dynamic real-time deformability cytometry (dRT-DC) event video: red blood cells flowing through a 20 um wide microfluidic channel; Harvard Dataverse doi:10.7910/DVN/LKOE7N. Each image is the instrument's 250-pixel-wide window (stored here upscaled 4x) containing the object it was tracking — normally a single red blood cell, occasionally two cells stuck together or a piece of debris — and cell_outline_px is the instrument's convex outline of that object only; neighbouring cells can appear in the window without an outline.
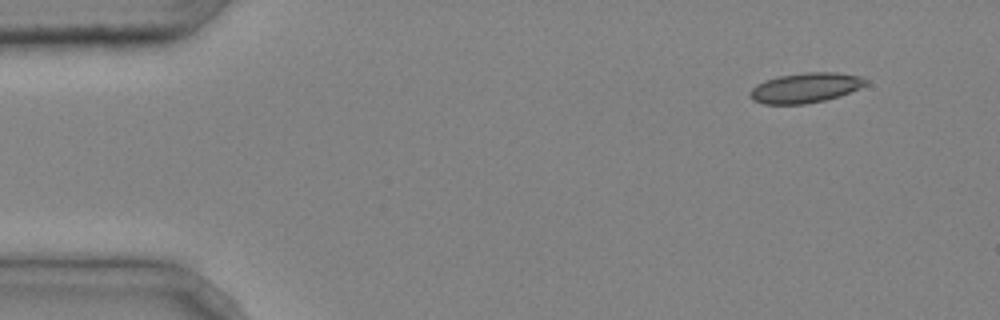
{"species": "common noctule bat (a hibernating species)", "species_latin": "Nyctalus noctula", "temperature_condition": "cold", "stored_images_in_passage": 4, "camera_frame_rate_fps": 3000, "um_per_image_px": 0.085, "animal": {"sex": "male", "body_mass_g": 20.4}, "frame": {"image": 1, "passage_image": 1, "time_ms": 0.0, "image_size_px": [1000, 320], "cell_outline_px": [[868, 84], [860, 88], [824, 100], [804, 104], [764, 104], [752, 100], [748, 96], [748, 92], [756, 84], [764, 80], [776, 76], [808, 72], [836, 72], [860, 76], [868, 80]], "centroid_in_image_um": [68.41, 7.45], "position_along_channel_um": 16.6, "area_um2": 20.29}}
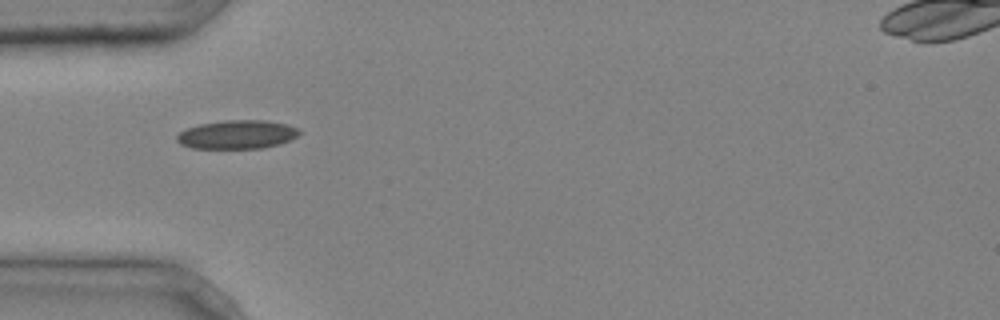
{"frame": {"image": 2, "passage_image": 4, "time_ms": 1.0, "image_size_px": [1000, 320], "cell_outline_px": [[300, 132], [296, 136], [280, 144], [264, 148], [192, 148], [180, 144], [176, 140], [176, 136], [180, 132], [188, 128], [200, 124], [224, 120], [264, 120], [288, 124], [300, 128]], "centroid_in_image_um": [20.17, 11.43], "position_along_channel_um": 64.8, "area_um2": 20.46}}